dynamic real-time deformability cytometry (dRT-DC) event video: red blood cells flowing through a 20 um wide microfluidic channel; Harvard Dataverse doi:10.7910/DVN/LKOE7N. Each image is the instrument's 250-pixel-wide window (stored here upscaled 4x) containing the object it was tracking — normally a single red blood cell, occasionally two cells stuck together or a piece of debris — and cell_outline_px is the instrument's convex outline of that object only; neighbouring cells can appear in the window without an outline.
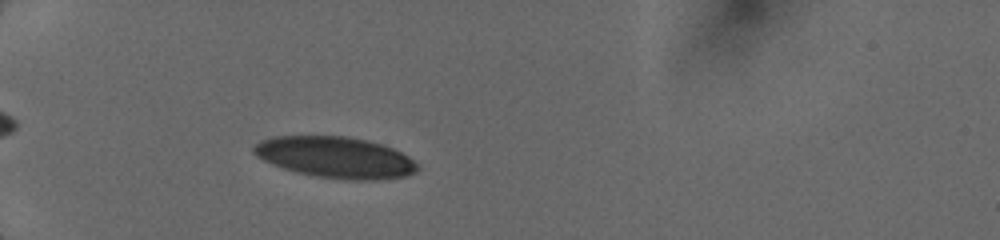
{"species": "human", "species_latin": "Homo sapiens", "temperature_condition": "cold", "stored_images_in_passage": 33, "camera_frame_rate_fps": 3000, "um_per_image_px": 0.085, "donor": {"sex": "female"}, "frame": {"image": 1, "passage_image": 5, "time_ms": 3.0, "image_size_px": [1000, 240], "cell_outline_px": [[420, 168], [416, 172], [404, 176], [380, 180], [348, 180], [316, 176], [296, 172], [272, 164], [256, 156], [252, 152], [252, 148], [260, 140], [272, 136], [348, 136], [368, 140], [392, 148], [408, 156], [420, 164]], "centroid_in_image_um": [28.53, 13.37], "position_along_channel_um": 56.5, "area_um2": 39.54}}
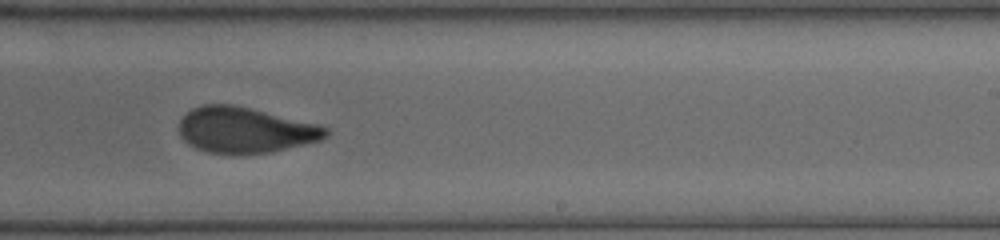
{"frame": {"image": 2, "passage_image": 19, "time_ms": 8.667, "image_size_px": [1000, 240], "cell_outline_px": [[328, 136], [320, 140], [272, 152], [232, 156], [204, 152], [188, 144], [180, 136], [180, 120], [192, 108], [204, 104], [232, 104], [320, 124], [328, 128]], "centroid_in_image_um": [20.83, 11.08], "position_along_channel_um": 268.2, "area_um2": 39.59}}
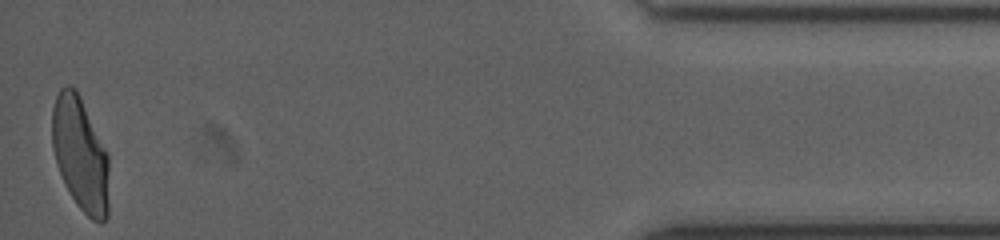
{"frame": {"image": 3, "passage_image": 33, "time_ms": 14.0, "image_size_px": [1000, 240], "cell_outline_px": [[108, 216], [100, 224], [92, 220], [76, 204], [64, 184], [56, 164], [52, 148], [52, 108], [56, 96], [60, 88], [68, 84], [76, 88], [108, 152]], "centroid_in_image_um": [6.82, 13.1], "position_along_channel_um": 428.4, "area_um2": 38.15}}